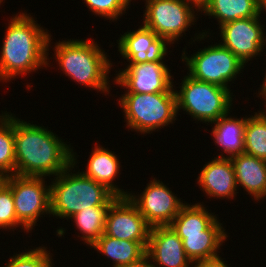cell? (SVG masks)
<instances>
[{"label":"cell","instance_id":"cell-1","mask_svg":"<svg viewBox=\"0 0 266 267\" xmlns=\"http://www.w3.org/2000/svg\"><path fill=\"white\" fill-rule=\"evenodd\" d=\"M40 26L25 11L10 19L0 51L1 82L50 67L48 51L52 35Z\"/></svg>","mask_w":266,"mask_h":267},{"label":"cell","instance_id":"cell-2","mask_svg":"<svg viewBox=\"0 0 266 267\" xmlns=\"http://www.w3.org/2000/svg\"><path fill=\"white\" fill-rule=\"evenodd\" d=\"M16 175L54 177L72 164L71 144L48 127L27 123L14 115Z\"/></svg>","mask_w":266,"mask_h":267},{"label":"cell","instance_id":"cell-3","mask_svg":"<svg viewBox=\"0 0 266 267\" xmlns=\"http://www.w3.org/2000/svg\"><path fill=\"white\" fill-rule=\"evenodd\" d=\"M91 38L68 39L55 43L53 56L58 62L59 70L80 86L109 94V73L113 66L105 50Z\"/></svg>","mask_w":266,"mask_h":267},{"label":"cell","instance_id":"cell-4","mask_svg":"<svg viewBox=\"0 0 266 267\" xmlns=\"http://www.w3.org/2000/svg\"><path fill=\"white\" fill-rule=\"evenodd\" d=\"M76 155L72 146V164L50 183V211L53 217L68 220L83 209L110 206L117 198L105 185L83 175L80 169L78 172L73 170L78 163Z\"/></svg>","mask_w":266,"mask_h":267},{"label":"cell","instance_id":"cell-5","mask_svg":"<svg viewBox=\"0 0 266 267\" xmlns=\"http://www.w3.org/2000/svg\"><path fill=\"white\" fill-rule=\"evenodd\" d=\"M117 100L124 112L125 126L137 133L151 134L177 119L176 93H124Z\"/></svg>","mask_w":266,"mask_h":267},{"label":"cell","instance_id":"cell-6","mask_svg":"<svg viewBox=\"0 0 266 267\" xmlns=\"http://www.w3.org/2000/svg\"><path fill=\"white\" fill-rule=\"evenodd\" d=\"M180 84V90H175L177 112L183 110L196 121L205 124H211L229 114L234 99L230 89L196 80L188 74Z\"/></svg>","mask_w":266,"mask_h":267},{"label":"cell","instance_id":"cell-7","mask_svg":"<svg viewBox=\"0 0 266 267\" xmlns=\"http://www.w3.org/2000/svg\"><path fill=\"white\" fill-rule=\"evenodd\" d=\"M145 1L143 25L152 30L167 47L181 39L182 33L196 24L194 22L200 12V8L190 0Z\"/></svg>","mask_w":266,"mask_h":267},{"label":"cell","instance_id":"cell-8","mask_svg":"<svg viewBox=\"0 0 266 267\" xmlns=\"http://www.w3.org/2000/svg\"><path fill=\"white\" fill-rule=\"evenodd\" d=\"M183 49L181 59L186 62L187 74L196 80L230 89V82L244 71L245 64L220 43L205 46L191 56L186 55V46Z\"/></svg>","mask_w":266,"mask_h":267},{"label":"cell","instance_id":"cell-9","mask_svg":"<svg viewBox=\"0 0 266 267\" xmlns=\"http://www.w3.org/2000/svg\"><path fill=\"white\" fill-rule=\"evenodd\" d=\"M45 177L8 175L3 181L11 188L17 221L29 232L50 211V185ZM46 182V184H45ZM42 215V216H41Z\"/></svg>","mask_w":266,"mask_h":267},{"label":"cell","instance_id":"cell-10","mask_svg":"<svg viewBox=\"0 0 266 267\" xmlns=\"http://www.w3.org/2000/svg\"><path fill=\"white\" fill-rule=\"evenodd\" d=\"M167 52L166 49L161 55L144 63L128 64L115 74L114 83L126 88L125 93H175L171 70L164 64Z\"/></svg>","mask_w":266,"mask_h":267},{"label":"cell","instance_id":"cell-11","mask_svg":"<svg viewBox=\"0 0 266 267\" xmlns=\"http://www.w3.org/2000/svg\"><path fill=\"white\" fill-rule=\"evenodd\" d=\"M260 15L238 19L219 26L220 44L235 54L245 65L260 56L266 46V32ZM262 24V25H261Z\"/></svg>","mask_w":266,"mask_h":267},{"label":"cell","instance_id":"cell-12","mask_svg":"<svg viewBox=\"0 0 266 267\" xmlns=\"http://www.w3.org/2000/svg\"><path fill=\"white\" fill-rule=\"evenodd\" d=\"M129 192L128 198L138 207L150 227L170 225L186 204L168 186L154 178L141 194Z\"/></svg>","mask_w":266,"mask_h":267},{"label":"cell","instance_id":"cell-13","mask_svg":"<svg viewBox=\"0 0 266 267\" xmlns=\"http://www.w3.org/2000/svg\"><path fill=\"white\" fill-rule=\"evenodd\" d=\"M150 226L128 197H117L109 206L104 234L119 240L140 242L146 249Z\"/></svg>","mask_w":266,"mask_h":267},{"label":"cell","instance_id":"cell-14","mask_svg":"<svg viewBox=\"0 0 266 267\" xmlns=\"http://www.w3.org/2000/svg\"><path fill=\"white\" fill-rule=\"evenodd\" d=\"M146 257L153 267H194L170 225L150 228Z\"/></svg>","mask_w":266,"mask_h":267},{"label":"cell","instance_id":"cell-15","mask_svg":"<svg viewBox=\"0 0 266 267\" xmlns=\"http://www.w3.org/2000/svg\"><path fill=\"white\" fill-rule=\"evenodd\" d=\"M197 177L200 190L205 192L208 198L234 199L237 195V184L234 166L230 158L214 157L207 162Z\"/></svg>","mask_w":266,"mask_h":267},{"label":"cell","instance_id":"cell-16","mask_svg":"<svg viewBox=\"0 0 266 267\" xmlns=\"http://www.w3.org/2000/svg\"><path fill=\"white\" fill-rule=\"evenodd\" d=\"M118 52L128 64H138L150 61L161 55L168 47L150 29L144 25L137 30L125 32L117 40Z\"/></svg>","mask_w":266,"mask_h":267},{"label":"cell","instance_id":"cell-17","mask_svg":"<svg viewBox=\"0 0 266 267\" xmlns=\"http://www.w3.org/2000/svg\"><path fill=\"white\" fill-rule=\"evenodd\" d=\"M217 218L203 234L186 235L180 238L186 255L193 264L212 261L221 258L219 250L221 245L227 241L228 234L223 224Z\"/></svg>","mask_w":266,"mask_h":267},{"label":"cell","instance_id":"cell-18","mask_svg":"<svg viewBox=\"0 0 266 267\" xmlns=\"http://www.w3.org/2000/svg\"><path fill=\"white\" fill-rule=\"evenodd\" d=\"M230 159L234 166L237 188L242 186L255 201L266 199V160L245 153L234 155Z\"/></svg>","mask_w":266,"mask_h":267},{"label":"cell","instance_id":"cell-19","mask_svg":"<svg viewBox=\"0 0 266 267\" xmlns=\"http://www.w3.org/2000/svg\"><path fill=\"white\" fill-rule=\"evenodd\" d=\"M92 153L89 155L86 171L81 173L86 177L95 180L97 183L105 185L117 197H128L129 193L120 189L115 178L120 173V161L114 151H110L103 146L94 145Z\"/></svg>","mask_w":266,"mask_h":267},{"label":"cell","instance_id":"cell-20","mask_svg":"<svg viewBox=\"0 0 266 267\" xmlns=\"http://www.w3.org/2000/svg\"><path fill=\"white\" fill-rule=\"evenodd\" d=\"M262 0H207L201 7V13L217 19L219 26L224 23L257 17L261 15Z\"/></svg>","mask_w":266,"mask_h":267},{"label":"cell","instance_id":"cell-21","mask_svg":"<svg viewBox=\"0 0 266 267\" xmlns=\"http://www.w3.org/2000/svg\"><path fill=\"white\" fill-rule=\"evenodd\" d=\"M245 123L246 116L234 119L230 116V112L211 123L215 124L211 132L214 137V143L217 147H221L224 152H220L221 154L217 157L230 158L243 153ZM225 153L227 154L226 156Z\"/></svg>","mask_w":266,"mask_h":267},{"label":"cell","instance_id":"cell-22","mask_svg":"<svg viewBox=\"0 0 266 267\" xmlns=\"http://www.w3.org/2000/svg\"><path fill=\"white\" fill-rule=\"evenodd\" d=\"M113 261V267L134 265L146 258L147 249L136 241L119 240L103 234L92 246Z\"/></svg>","mask_w":266,"mask_h":267},{"label":"cell","instance_id":"cell-23","mask_svg":"<svg viewBox=\"0 0 266 267\" xmlns=\"http://www.w3.org/2000/svg\"><path fill=\"white\" fill-rule=\"evenodd\" d=\"M204 206L199 202L192 205L186 203L181 208L170 224L179 238H186V235L203 234V231L218 218L215 212H209Z\"/></svg>","mask_w":266,"mask_h":267},{"label":"cell","instance_id":"cell-24","mask_svg":"<svg viewBox=\"0 0 266 267\" xmlns=\"http://www.w3.org/2000/svg\"><path fill=\"white\" fill-rule=\"evenodd\" d=\"M109 206H92L89 209H83L71 216L76 225V229L80 231L86 245L90 247L104 234L106 216Z\"/></svg>","mask_w":266,"mask_h":267},{"label":"cell","instance_id":"cell-25","mask_svg":"<svg viewBox=\"0 0 266 267\" xmlns=\"http://www.w3.org/2000/svg\"><path fill=\"white\" fill-rule=\"evenodd\" d=\"M246 117L243 153L266 160V116L261 111Z\"/></svg>","mask_w":266,"mask_h":267},{"label":"cell","instance_id":"cell-26","mask_svg":"<svg viewBox=\"0 0 266 267\" xmlns=\"http://www.w3.org/2000/svg\"><path fill=\"white\" fill-rule=\"evenodd\" d=\"M5 111L0 115V175L16 174L14 148V114Z\"/></svg>","mask_w":266,"mask_h":267},{"label":"cell","instance_id":"cell-27","mask_svg":"<svg viewBox=\"0 0 266 267\" xmlns=\"http://www.w3.org/2000/svg\"><path fill=\"white\" fill-rule=\"evenodd\" d=\"M45 246L29 249L9 258L8 263L3 267H53L52 253ZM47 250V251H46Z\"/></svg>","mask_w":266,"mask_h":267},{"label":"cell","instance_id":"cell-28","mask_svg":"<svg viewBox=\"0 0 266 267\" xmlns=\"http://www.w3.org/2000/svg\"><path fill=\"white\" fill-rule=\"evenodd\" d=\"M90 12L106 20L117 21L126 9L130 7L131 0H83ZM129 5V6H128Z\"/></svg>","mask_w":266,"mask_h":267},{"label":"cell","instance_id":"cell-29","mask_svg":"<svg viewBox=\"0 0 266 267\" xmlns=\"http://www.w3.org/2000/svg\"><path fill=\"white\" fill-rule=\"evenodd\" d=\"M0 221L10 231L12 229L14 232L17 227H22L21 229L28 233V231L17 221L12 190L3 180H0Z\"/></svg>","mask_w":266,"mask_h":267},{"label":"cell","instance_id":"cell-30","mask_svg":"<svg viewBox=\"0 0 266 267\" xmlns=\"http://www.w3.org/2000/svg\"><path fill=\"white\" fill-rule=\"evenodd\" d=\"M194 267H230L222 258L206 261L199 264L194 265Z\"/></svg>","mask_w":266,"mask_h":267},{"label":"cell","instance_id":"cell-31","mask_svg":"<svg viewBox=\"0 0 266 267\" xmlns=\"http://www.w3.org/2000/svg\"><path fill=\"white\" fill-rule=\"evenodd\" d=\"M122 267H153V266H152V263L149 261V259L146 257L145 259H143L137 264L122 266Z\"/></svg>","mask_w":266,"mask_h":267},{"label":"cell","instance_id":"cell-32","mask_svg":"<svg viewBox=\"0 0 266 267\" xmlns=\"http://www.w3.org/2000/svg\"><path fill=\"white\" fill-rule=\"evenodd\" d=\"M258 94H259L258 97L260 96V98H261V97L263 98V99H262L263 101L265 100V101H264V103H265V104H264L265 109H264L262 112H263V113L265 114V116H266V95H265L262 91H259V90H258Z\"/></svg>","mask_w":266,"mask_h":267},{"label":"cell","instance_id":"cell-33","mask_svg":"<svg viewBox=\"0 0 266 267\" xmlns=\"http://www.w3.org/2000/svg\"><path fill=\"white\" fill-rule=\"evenodd\" d=\"M195 3L199 8L207 1V0H190Z\"/></svg>","mask_w":266,"mask_h":267},{"label":"cell","instance_id":"cell-34","mask_svg":"<svg viewBox=\"0 0 266 267\" xmlns=\"http://www.w3.org/2000/svg\"><path fill=\"white\" fill-rule=\"evenodd\" d=\"M266 48V47H265ZM263 84L262 85H260V88L261 89H259L260 91H262L265 87H266V73H265V78H263V82H262Z\"/></svg>","mask_w":266,"mask_h":267},{"label":"cell","instance_id":"cell-35","mask_svg":"<svg viewBox=\"0 0 266 267\" xmlns=\"http://www.w3.org/2000/svg\"><path fill=\"white\" fill-rule=\"evenodd\" d=\"M262 13H264V11L266 12V0H262V9H261Z\"/></svg>","mask_w":266,"mask_h":267},{"label":"cell","instance_id":"cell-36","mask_svg":"<svg viewBox=\"0 0 266 267\" xmlns=\"http://www.w3.org/2000/svg\"><path fill=\"white\" fill-rule=\"evenodd\" d=\"M5 230V229H8L1 221H0V230Z\"/></svg>","mask_w":266,"mask_h":267},{"label":"cell","instance_id":"cell-37","mask_svg":"<svg viewBox=\"0 0 266 267\" xmlns=\"http://www.w3.org/2000/svg\"><path fill=\"white\" fill-rule=\"evenodd\" d=\"M262 92L266 95V87L262 90Z\"/></svg>","mask_w":266,"mask_h":267}]
</instances>
